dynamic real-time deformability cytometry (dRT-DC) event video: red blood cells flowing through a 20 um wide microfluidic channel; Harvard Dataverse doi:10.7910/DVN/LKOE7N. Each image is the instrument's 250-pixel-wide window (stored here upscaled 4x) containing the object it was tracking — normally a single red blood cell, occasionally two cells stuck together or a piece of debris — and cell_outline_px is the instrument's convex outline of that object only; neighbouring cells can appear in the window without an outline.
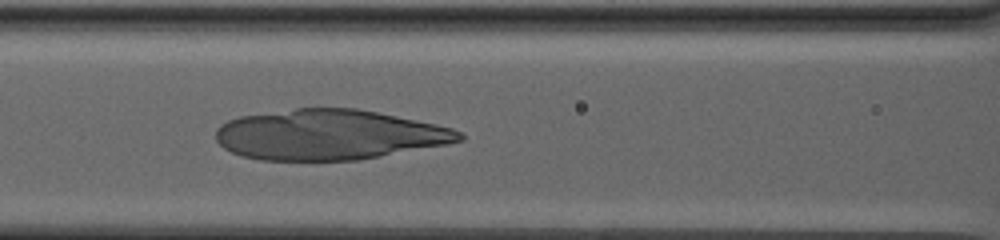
{"species": "human", "species_latin": "Homo sapiens", "temperature_condition": "warm", "stored_images_in_passage": 44, "camera_frame_rate_fps": 3000, "um_per_image_px": 0.085, "donor": {"sex": "male"}, "frame": {"image": 1, "passage_image": 11, "time_ms": 3.333, "image_size_px": [1000, 240], "cell_outline_px": [[464, 140], [448, 144], [380, 156], [356, 160], [260, 160], [240, 156], [224, 148], [216, 140], [216, 128], [220, 124], [228, 120], [240, 116], [296, 108], [356, 108], [436, 124], [452, 128], [460, 132], [464, 136]], "centroid_in_image_um": [27.94, 11.45], "position_along_channel_um": 138.7, "area_um2": 71.15}}
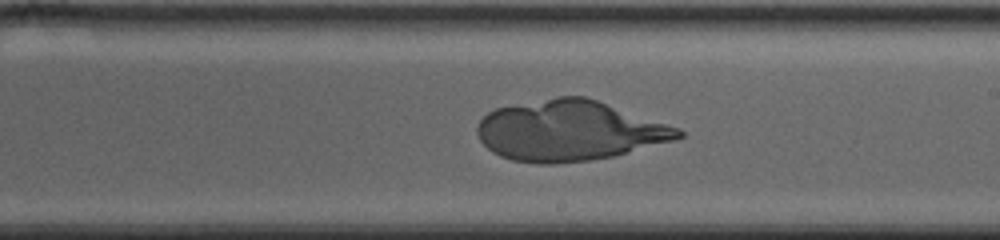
{"frame": {"image": 2, "passage_image": 23, "time_ms": 7.333, "image_size_px": [1000, 240], "cell_outline_px": [[684, 136], [676, 140], [612, 156], [588, 160], [552, 164], [536, 164], [512, 160], [500, 156], [492, 152], [480, 140], [476, 132], [476, 128], [480, 120], [488, 112], [496, 108], [556, 96], [584, 96], [680, 128], [684, 132]], "centroid_in_image_um": [48.37, 11.11], "position_along_channel_um": 240.6, "area_um2": 70.46}}
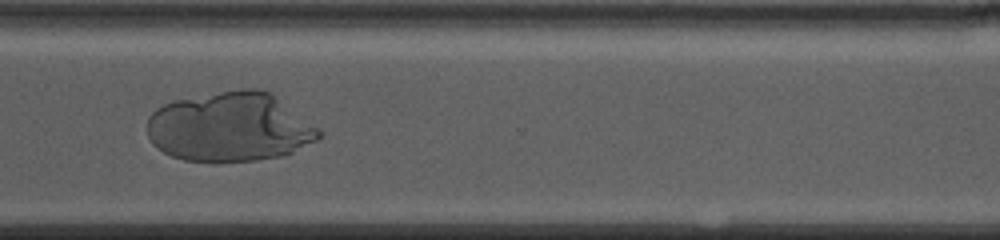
{"frame": {"image": 3, "passage_image": 36, "time_ms": 11.667, "image_size_px": [1000, 240], "cell_outline_px": [[324, 132], [316, 140], [292, 152], [280, 156], [256, 160], [216, 164], [212, 164], [184, 160], [172, 156], [156, 148], [152, 144], [148, 136], [148, 116], [156, 108], [172, 100], [240, 88], [256, 88], [272, 92], [320, 128]], "centroid_in_image_um": [19.54, 10.81], "position_along_channel_um": 351.1, "area_um2": 70.63}}